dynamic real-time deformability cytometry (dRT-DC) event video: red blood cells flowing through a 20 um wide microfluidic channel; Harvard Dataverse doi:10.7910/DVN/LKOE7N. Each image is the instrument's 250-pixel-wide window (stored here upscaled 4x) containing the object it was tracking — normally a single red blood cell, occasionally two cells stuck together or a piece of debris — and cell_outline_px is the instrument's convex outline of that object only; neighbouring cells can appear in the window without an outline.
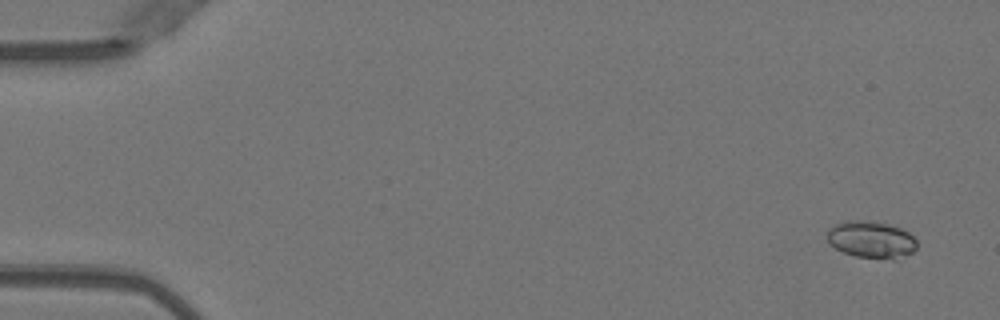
{"species": "Egyptian fruit bat (a non-hibernating species)", "species_latin": "Rousettus aegyptiacus", "temperature_condition": "warm", "stored_images_in_passage": 19, "camera_frame_rate_fps": 3000, "um_per_image_px": 0.085, "animal": {"sex": "female"}, "frame": {"image": 1, "passage_image": 2, "time_ms": 0.333, "image_size_px": [1000, 320], "cell_outline_px": [[916, 248], [912, 252], [896, 260], [892, 260], [856, 256], [844, 252], [836, 248], [828, 240], [828, 232], [840, 220], [868, 220], [888, 224], [900, 228], [908, 232], [916, 240]], "centroid_in_image_um": [74.08, 20.36], "position_along_channel_um": 10.9, "area_um2": 19.31}}
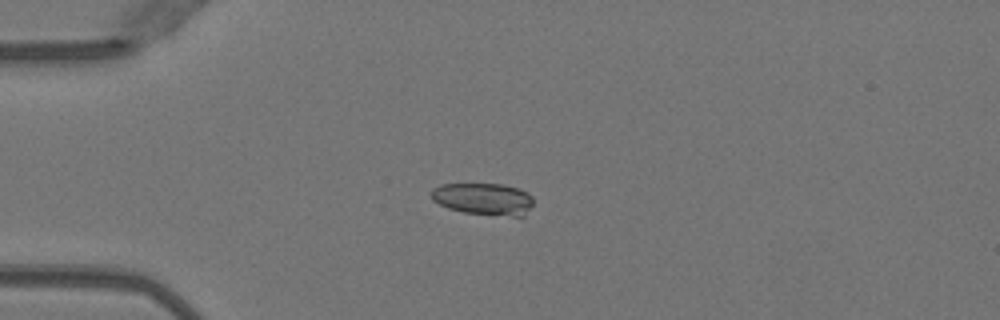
{"frame": {"image": 2, "passage_image": 13, "time_ms": 4.0, "image_size_px": [1000, 320], "cell_outline_px": [[532, 204], [524, 216], [512, 216], [464, 212], [448, 208], [432, 200], [432, 188], [440, 184], [504, 184], [520, 188], [528, 192], [532, 196]], "centroid_in_image_um": [41.11, 16.89], "position_along_channel_um": 43.9, "area_um2": 19.02}}
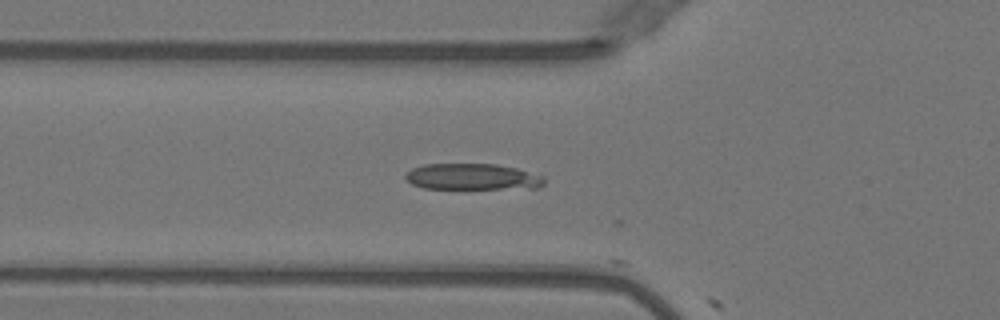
{"frame": {"image": 3, "passage_image": 18, "time_ms": 5.667, "image_size_px": [1000, 320], "cell_outline_px": [[544, 184], [536, 188], [424, 188], [412, 184], [404, 176], [412, 168], [424, 164], [496, 164], [516, 168], [544, 176]], "centroid_in_image_um": [40.17, 15.02], "position_along_channel_um": 85.6, "area_um2": 20.98}}